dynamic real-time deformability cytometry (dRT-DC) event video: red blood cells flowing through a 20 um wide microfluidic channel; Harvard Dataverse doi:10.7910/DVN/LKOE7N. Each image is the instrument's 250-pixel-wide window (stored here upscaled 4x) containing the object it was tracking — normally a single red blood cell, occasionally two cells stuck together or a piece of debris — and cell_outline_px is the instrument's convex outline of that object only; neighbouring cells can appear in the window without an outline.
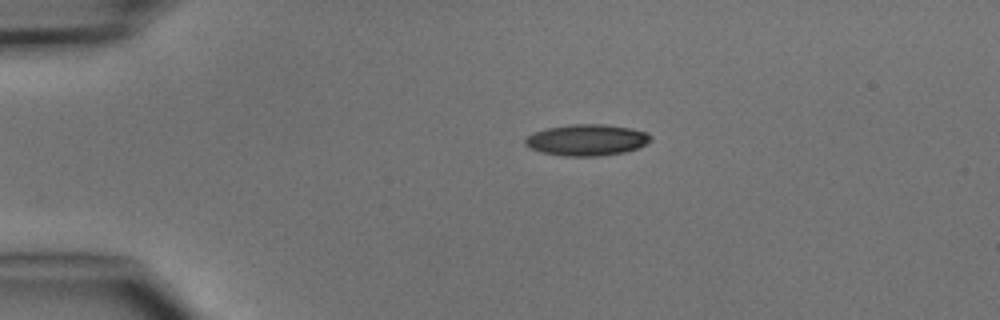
{"species": "common noctule bat (a hibernating species)", "species_latin": "Nyctalus noctula", "temperature_condition": "cold", "stored_images_in_passage": 4, "camera_frame_rate_fps": 3000, "um_per_image_px": 0.085, "animal": {"sex": "male", "body_mass_g": 15.6}, "frame": {"image": 1, "passage_image": 4, "time_ms": 4.333, "image_size_px": [1000, 320], "cell_outline_px": [[652, 140], [636, 148], [624, 152], [600, 156], [564, 156], [540, 152], [524, 144], [524, 140], [532, 132], [548, 128], [572, 124], [604, 124], [632, 128], [644, 132], [652, 136]], "centroid_in_image_um": [49.86, 11.89], "position_along_channel_um": 35.1, "area_um2": 22.83}}